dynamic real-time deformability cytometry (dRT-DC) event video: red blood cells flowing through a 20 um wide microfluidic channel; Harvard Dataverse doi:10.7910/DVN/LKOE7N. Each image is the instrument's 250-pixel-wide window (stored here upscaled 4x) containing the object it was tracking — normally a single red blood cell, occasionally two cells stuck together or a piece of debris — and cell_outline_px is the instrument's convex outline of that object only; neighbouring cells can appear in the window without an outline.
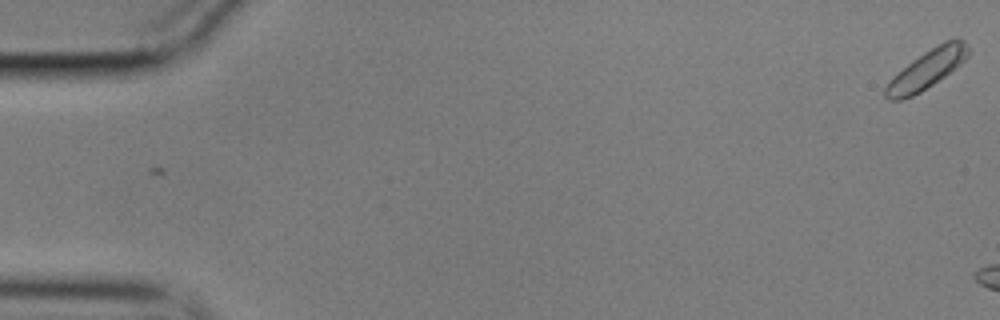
{"species": "common noctule bat (a hibernating species)", "species_latin": "Nyctalus noctula", "temperature_condition": "cold", "stored_images_in_passage": 7, "camera_frame_rate_fps": 3000, "um_per_image_px": 0.085, "animal": {"sex": "male", "body_mass_g": 17.9}, "frame": {"image": 1, "passage_image": 1, "time_ms": 0.0, "image_size_px": [1000, 320], "cell_outline_px": [[968, 56], [960, 64], [944, 76], [920, 92], [912, 96], [900, 100], [888, 100], [884, 96], [884, 88], [892, 76], [912, 60], [924, 52], [944, 40], [956, 36], [964, 40], [968, 48]], "centroid_in_image_um": [78.76, 5.87], "position_along_channel_um": 6.2, "area_um2": 18.73}}